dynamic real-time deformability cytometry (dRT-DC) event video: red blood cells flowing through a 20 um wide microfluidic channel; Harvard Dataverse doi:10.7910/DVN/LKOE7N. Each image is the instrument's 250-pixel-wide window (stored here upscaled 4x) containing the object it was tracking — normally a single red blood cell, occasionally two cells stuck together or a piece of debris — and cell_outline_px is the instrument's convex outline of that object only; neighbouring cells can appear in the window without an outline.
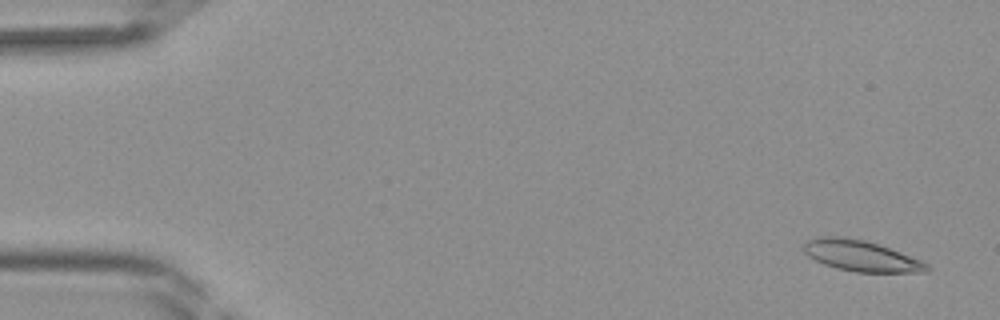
{"species": "Egyptian fruit bat (a non-hibernating species)", "species_latin": "Rousettus aegyptiacus", "temperature_condition": "room temperature", "stored_images_in_passage": 42, "camera_frame_rate_fps": 3000, "um_per_image_px": 0.085, "frame": {"image": 1, "passage_image": 2, "time_ms": 0.333, "image_size_px": [1000, 320], "cell_outline_px": [[932, 268], [928, 272], [856, 272], [836, 268], [824, 264], [808, 256], [804, 252], [804, 244], [808, 240], [816, 236], [844, 236], [864, 240], [900, 252], [920, 260], [928, 264]], "centroid_in_image_um": [73.17, 21.74], "position_along_channel_um": 11.8, "area_um2": 22.08}}
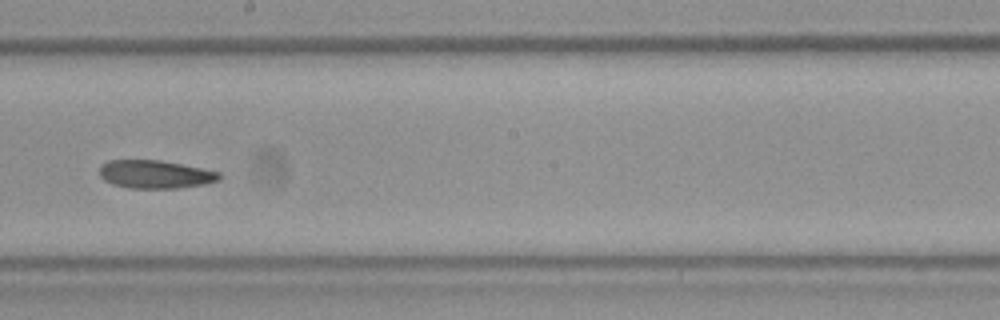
{"frame": {"image": 2, "passage_image": 24, "time_ms": 7.667, "image_size_px": [1000, 320], "cell_outline_px": [[224, 176], [220, 180], [204, 184], [176, 188], [128, 188], [112, 184], [104, 180], [100, 176], [100, 164], [108, 160], [160, 160], [220, 172]], "centroid_in_image_um": [13.19, 14.81], "position_along_channel_um": 235.0, "area_um2": 19.71}}
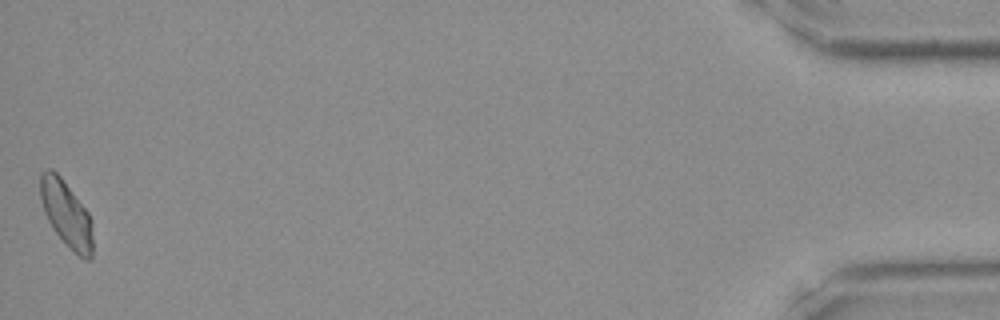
{"frame": {"image": 3, "passage_image": 42, "time_ms": 13.667, "image_size_px": [1000, 320], "cell_outline_px": [[92, 260], [84, 260], [52, 228], [44, 212], [40, 200], [40, 172], [48, 168], [52, 168], [60, 176], [88, 212], [92, 224]], "centroid_in_image_um": [5.62, 18.14], "position_along_channel_um": 429.6, "area_um2": 19.94}}